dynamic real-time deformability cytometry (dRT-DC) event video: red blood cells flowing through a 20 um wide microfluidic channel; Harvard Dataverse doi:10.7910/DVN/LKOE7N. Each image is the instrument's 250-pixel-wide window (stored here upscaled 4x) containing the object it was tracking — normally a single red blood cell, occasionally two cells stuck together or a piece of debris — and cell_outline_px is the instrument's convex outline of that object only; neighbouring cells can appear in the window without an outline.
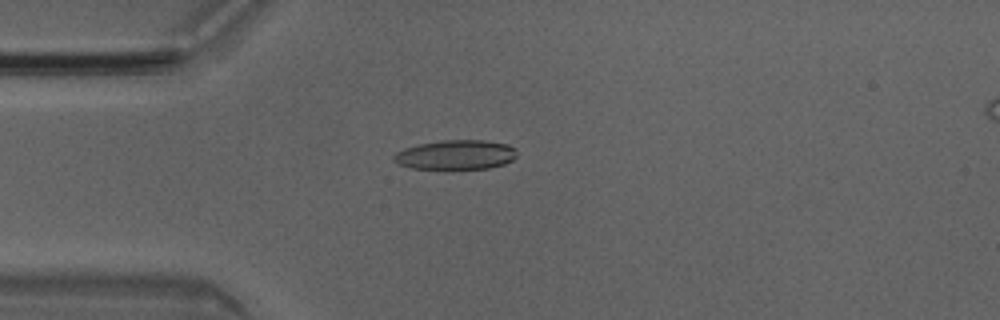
{"species": "Egyptian fruit bat (a non-hibernating species)", "species_latin": "Rousettus aegyptiacus", "temperature_condition": "room temperature", "stored_images_in_passage": 50, "camera_frame_rate_fps": 3000, "um_per_image_px": 0.085, "animal": {"sex": "male"}, "frame": {"image": 1, "passage_image": 13, "time_ms": 4.0, "image_size_px": [1000, 320], "cell_outline_px": [[516, 156], [512, 160], [504, 164], [488, 168], [412, 168], [400, 164], [392, 160], [392, 156], [396, 152], [404, 148], [420, 144], [440, 140], [484, 140], [508, 144], [516, 148]], "centroid_in_image_um": [38.75, 13.14], "position_along_channel_um": 46.3, "area_um2": 21.04}}
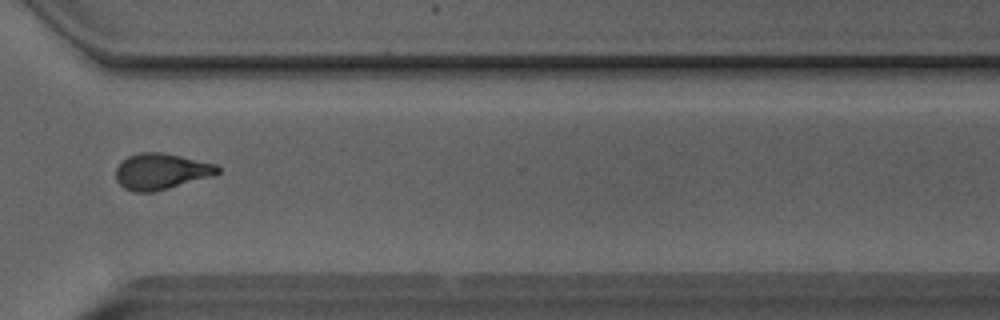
{"frame": {"image": 2, "passage_image": 37, "time_ms": 12.0, "image_size_px": [1000, 320], "cell_outline_px": [[220, 172], [212, 176], [168, 188], [152, 192], [136, 192], [124, 188], [116, 180], [116, 168], [120, 160], [128, 156], [140, 152], [160, 152], [180, 156], [216, 164], [220, 168]], "centroid_in_image_um": [13.66, 14.56], "position_along_channel_um": 356.9, "area_um2": 21.33}}
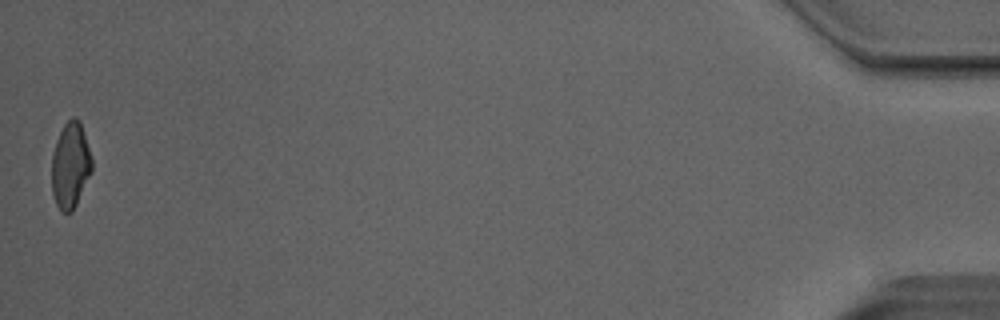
{"frame": {"image": 3, "passage_image": 50, "time_ms": 16.333, "image_size_px": [1000, 320], "cell_outline_px": [[92, 172], [72, 212], [60, 212], [56, 204], [52, 192], [52, 152], [56, 140], [64, 124], [72, 116], [76, 116], [80, 120], [92, 156]], "centroid_in_image_um": [5.99, 14.03], "position_along_channel_um": 429.2, "area_um2": 20.35}, "authors_computed_cell_mechanics": {"area_um2": 21.1837, "velocity_mm_per_s": 4.0507, "shape_relaxation_time_tau1_ms": 9.8959, "shape_relaxation_time_tau2_ms": 3.0033, "deformation_change_tau1": 0.2533, "deformation_change_tau2": 0.0874}}